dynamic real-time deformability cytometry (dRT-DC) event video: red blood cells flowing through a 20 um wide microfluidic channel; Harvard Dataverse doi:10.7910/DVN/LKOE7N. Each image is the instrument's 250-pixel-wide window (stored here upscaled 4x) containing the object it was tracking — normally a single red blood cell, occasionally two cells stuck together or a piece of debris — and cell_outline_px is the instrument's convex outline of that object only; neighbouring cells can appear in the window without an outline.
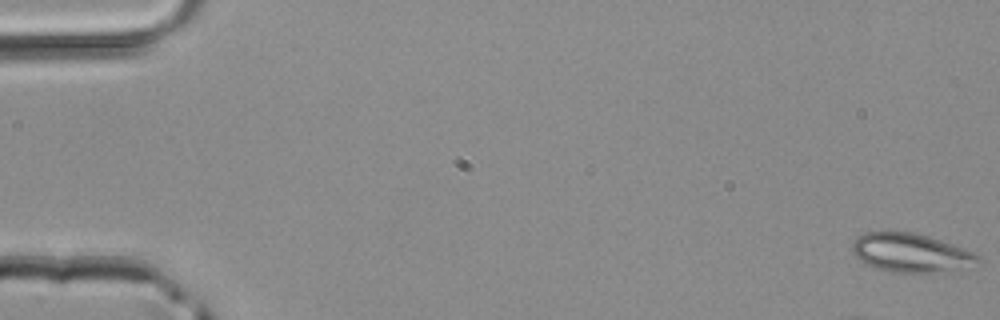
{"species": "common noctule bat (a hibernating species)", "species_latin": "Nyctalus noctula", "temperature_condition": "room temperature", "stored_images_in_passage": 4, "camera_frame_rate_fps": 3000, "um_per_image_px": 0.085, "animal": {"sex": "male", "body_mass_g": 20.4}, "frame": {"image": 1, "passage_image": 1, "time_ms": 0.0, "image_size_px": [1000, 320], "cell_outline_px": [[980, 260], [948, 272], [896, 272], [876, 268], [860, 260], [852, 252], [852, 240], [856, 236], [864, 232], [888, 228], [912, 232], [928, 236], [940, 240], [972, 252], [980, 256]], "centroid_in_image_um": [77.3, 21.43], "position_along_channel_um": 7.7, "area_um2": 28.61}}